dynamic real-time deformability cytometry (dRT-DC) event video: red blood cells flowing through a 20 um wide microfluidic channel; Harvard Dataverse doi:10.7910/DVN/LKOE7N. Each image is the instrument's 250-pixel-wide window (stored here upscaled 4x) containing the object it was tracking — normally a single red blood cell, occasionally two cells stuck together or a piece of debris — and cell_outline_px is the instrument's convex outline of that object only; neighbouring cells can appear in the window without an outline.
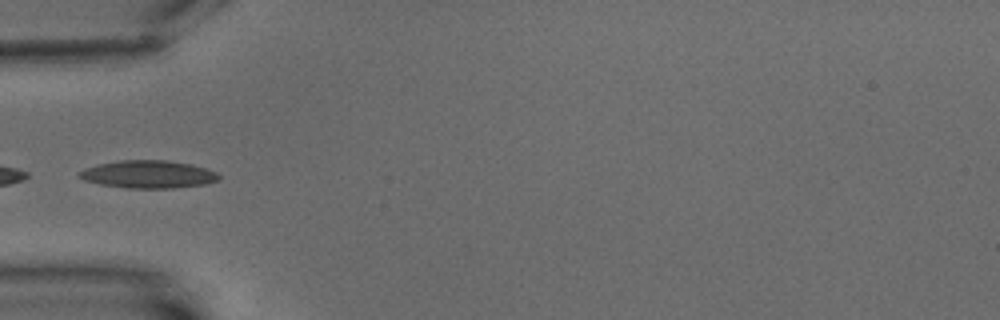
{"species": "common noctule bat (a hibernating species)", "species_latin": "Nyctalus noctula", "temperature_condition": "warm", "stored_images_in_passage": 9, "camera_frame_rate_fps": 3000, "um_per_image_px": 0.085, "animal": {"sex": "male", "body_mass_g": 15.6}, "frame": {"image": 1, "passage_image": 6, "time_ms": 6.0, "image_size_px": [1000, 320], "cell_outline_px": [[220, 180], [204, 184], [172, 188], [128, 188], [100, 184], [84, 180], [76, 176], [84, 168], [100, 164], [120, 160], [164, 160], [192, 164], [216, 172], [220, 176]], "centroid_in_image_um": [12.6, 14.82], "position_along_channel_um": 72.4, "area_um2": 22.43}}